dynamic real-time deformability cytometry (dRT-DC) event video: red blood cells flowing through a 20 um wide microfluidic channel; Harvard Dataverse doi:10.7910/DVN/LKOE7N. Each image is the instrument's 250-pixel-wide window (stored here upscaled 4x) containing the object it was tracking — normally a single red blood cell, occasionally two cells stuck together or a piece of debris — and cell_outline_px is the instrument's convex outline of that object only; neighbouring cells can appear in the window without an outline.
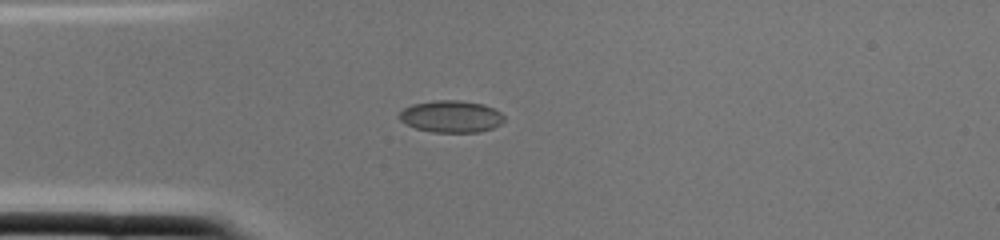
{"species": "common noctule bat (a hibernating species)", "species_latin": "Nyctalus noctula", "temperature_condition": "cold", "stored_images_in_passage": 1, "camera_frame_rate_fps": 3000, "um_per_image_px": 0.085, "animal": {"sex": "female", "body_mass_g": 22.0, "forearm_length_mm": 56.7}, "frame": {"image": 1, "passage_image": 1, "time_ms": 0.0, "image_size_px": [1000, 240], "cell_outline_px": [[504, 120], [500, 124], [492, 128], [480, 132], [432, 132], [416, 128], [400, 120], [396, 116], [404, 108], [412, 104], [432, 100], [460, 100], [484, 104], [500, 112], [504, 116]], "centroid_in_image_um": [38.33, 9.89], "position_along_channel_um": 46.7, "area_um2": 19.59}}